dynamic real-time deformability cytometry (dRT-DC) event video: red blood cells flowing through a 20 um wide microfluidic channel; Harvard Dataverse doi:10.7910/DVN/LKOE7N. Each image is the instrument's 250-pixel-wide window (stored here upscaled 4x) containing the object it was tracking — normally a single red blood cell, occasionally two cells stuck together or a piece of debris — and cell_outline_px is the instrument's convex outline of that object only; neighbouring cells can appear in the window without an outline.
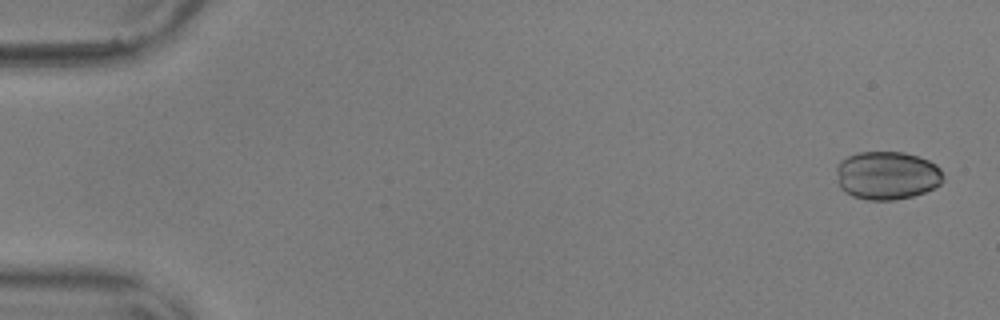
{"species": "common noctule bat (a hibernating species)", "species_latin": "Nyctalus noctula", "temperature_condition": "warm", "stored_images_in_passage": 56, "camera_frame_rate_fps": 3000, "um_per_image_px": 0.085, "animal": {"sex": "male", "body_mass_g": 17.9, "forearm_length_mm": 54.2}, "frame": {"image": 1, "passage_image": 2, "time_ms": 0.333, "image_size_px": [1000, 320], "cell_outline_px": [[944, 180], [940, 184], [924, 192], [912, 196], [896, 200], [868, 200], [852, 196], [844, 192], [840, 188], [836, 172], [836, 164], [840, 160], [848, 156], [860, 152], [904, 152], [928, 160], [936, 164], [940, 168], [944, 176]], "centroid_in_image_um": [75.38, 14.91], "position_along_channel_um": 9.6, "area_um2": 30.29}}
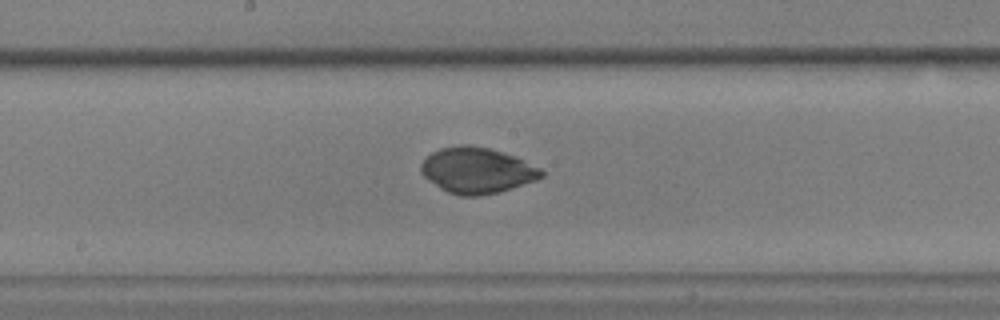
{"frame": {"image": 2, "passage_image": 30, "time_ms": 9.667, "image_size_px": [1000, 320], "cell_outline_px": [[544, 176], [536, 180], [500, 192], [480, 196], [460, 196], [448, 192], [440, 188], [428, 180], [420, 172], [420, 164], [432, 152], [440, 148], [460, 144], [468, 144], [488, 148], [516, 156], [540, 168], [544, 172]], "centroid_in_image_um": [40.54, 14.48], "position_along_channel_um": 207.7, "area_um2": 32.31}}
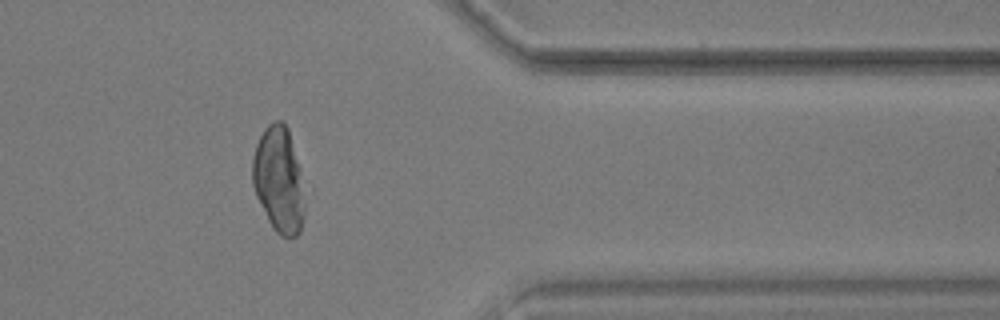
{"frame": {"image": 3, "passage_image": 46, "time_ms": 15.0, "image_size_px": [1000, 320], "cell_outline_px": [[304, 216], [300, 232], [296, 236], [280, 236], [272, 228], [256, 196], [252, 184], [252, 160], [256, 144], [264, 128], [272, 120], [284, 120], [288, 128], [296, 164], [304, 208]], "centroid_in_image_um": [23.63, 15.28], "position_along_channel_um": 387.8, "area_um2": 31.33}}